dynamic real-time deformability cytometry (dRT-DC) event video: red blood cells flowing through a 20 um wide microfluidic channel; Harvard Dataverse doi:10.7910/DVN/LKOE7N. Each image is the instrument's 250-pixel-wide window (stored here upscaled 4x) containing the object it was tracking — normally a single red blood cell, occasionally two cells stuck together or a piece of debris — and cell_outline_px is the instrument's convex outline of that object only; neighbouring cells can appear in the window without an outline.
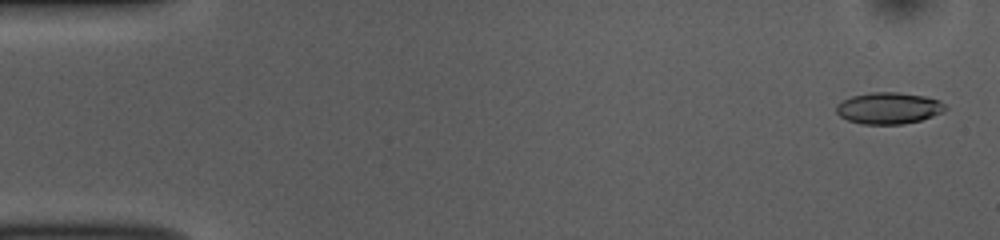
{"species": "common noctule bat (a hibernating species)", "species_latin": "Nyctalus noctula", "temperature_condition": "room temperature", "stored_images_in_passage": 53, "camera_frame_rate_fps": 3000, "um_per_image_px": 0.085, "animal": {"sex": "female", "body_mass_g": 10.0, "forearm_length_mm": 53.1}, "frame": {"image": 1, "passage_image": 2, "time_ms": 0.333, "image_size_px": [1000, 240], "cell_outline_px": [[948, 108], [944, 112], [920, 120], [904, 124], [860, 124], [848, 120], [840, 116], [836, 112], [836, 104], [852, 96], [872, 92], [900, 92], [924, 96], [940, 100]], "centroid_in_image_um": [75.55, 9.19], "position_along_channel_um": 9.4, "area_um2": 20.11}}
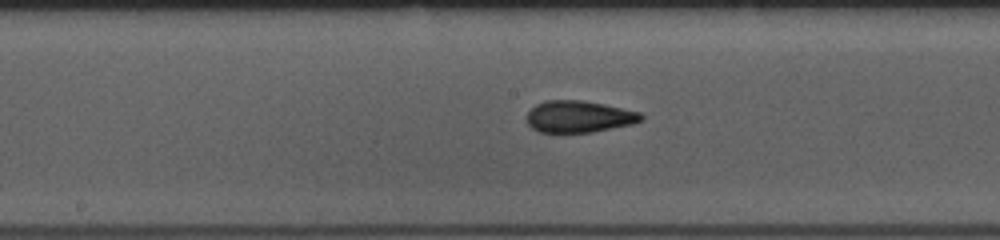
{"frame": {"image": 2, "passage_image": 27, "time_ms": 8.667, "image_size_px": [1000, 240], "cell_outline_px": [[644, 120], [632, 124], [592, 132], [540, 132], [532, 128], [528, 124], [528, 112], [536, 104], [544, 100], [580, 100], [604, 104], [640, 112], [644, 116]], "centroid_in_image_um": [49.23, 9.91], "position_along_channel_um": 199.0, "area_um2": 21.1}}
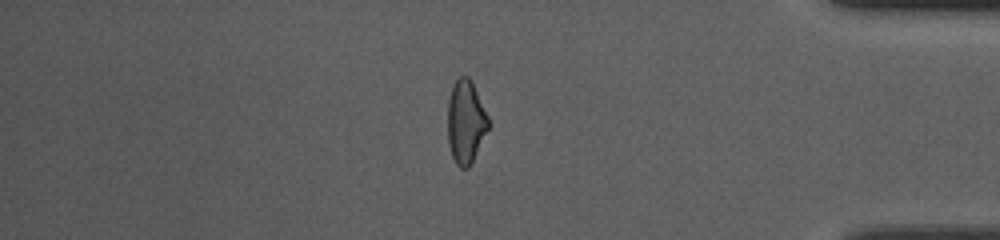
{"frame": {"image": 3, "passage_image": 45, "time_ms": 14.667, "image_size_px": [1000, 240], "cell_outline_px": [[488, 128], [472, 164], [468, 168], [460, 168], [456, 164], [452, 156], [448, 144], [448, 100], [452, 88], [456, 80], [460, 76], [468, 76], [472, 80], [488, 116]], "centroid_in_image_um": [39.58, 10.37], "position_along_channel_um": 395.6, "area_um2": 19.77}, "authors_computed_cell_mechanics": {"area_um2": 20.7502, "velocity_mm_per_s": 3.7775, "shape_relaxation_time_tau1_ms": 5.6747, "shape_relaxation_time_tau2_ms": 1.8469, "deformation_change_tau1": 0.1509, "deformation_change_tau2": 0.0935}}